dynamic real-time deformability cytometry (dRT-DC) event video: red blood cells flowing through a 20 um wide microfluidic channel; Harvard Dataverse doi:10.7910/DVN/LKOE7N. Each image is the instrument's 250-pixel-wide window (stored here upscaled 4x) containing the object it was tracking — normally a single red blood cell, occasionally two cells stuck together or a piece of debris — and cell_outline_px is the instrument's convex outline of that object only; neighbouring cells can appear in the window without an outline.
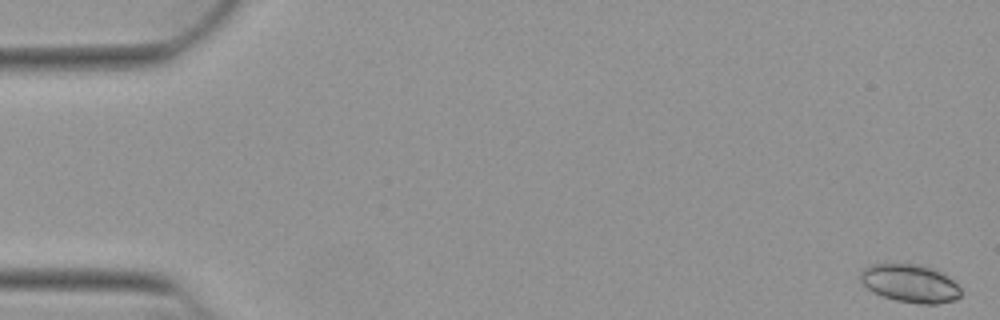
{"species": "Egyptian fruit bat (a non-hibernating species)", "species_latin": "Rousettus aegyptiacus", "temperature_condition": "warm", "stored_images_in_passage": 54, "camera_frame_rate_fps": 3000, "um_per_image_px": 0.085, "animal": {"sex": "female"}, "frame": {"image": 1, "passage_image": 1, "time_ms": 0.0, "image_size_px": [1000, 320], "cell_outline_px": [[960, 296], [956, 300], [936, 304], [920, 304], [896, 300], [872, 292], [860, 280], [860, 272], [864, 268], [872, 264], [920, 264], [936, 268], [952, 280], [960, 288]], "centroid_in_image_um": [77.37, 24.08], "position_along_channel_um": 7.6, "area_um2": 22.31}}
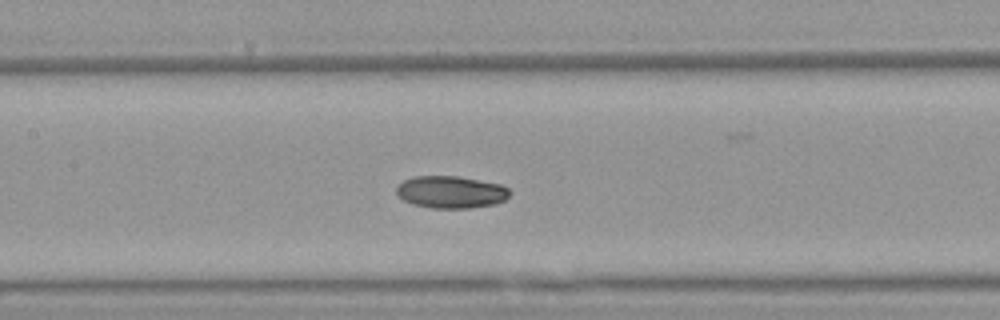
{"frame": {"image": 2, "passage_image": 25, "time_ms": 8.0, "image_size_px": [1000, 320], "cell_outline_px": [[512, 192], [504, 200], [496, 204], [472, 208], [432, 208], [412, 204], [396, 196], [396, 188], [404, 180], [412, 176], [460, 176], [500, 184], [508, 188]], "centroid_in_image_um": [38.33, 16.32], "position_along_channel_um": 169.1, "area_um2": 21.5}}
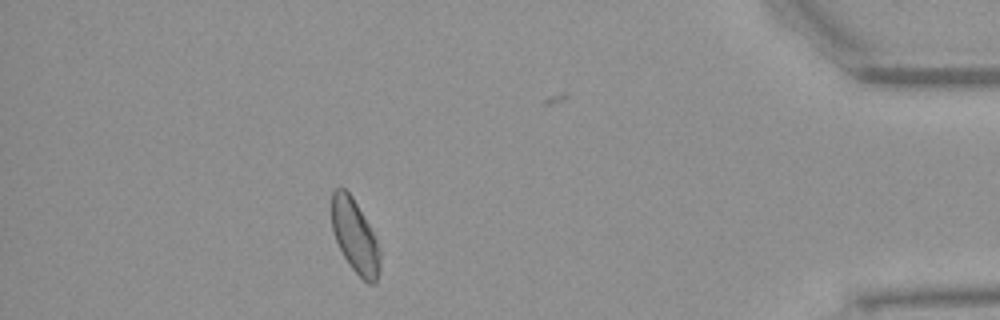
{"frame": {"image": 3, "passage_image": 47, "time_ms": 15.333, "image_size_px": [1000, 320], "cell_outline_px": [[380, 272], [376, 284], [368, 284], [352, 268], [344, 256], [336, 240], [332, 228], [332, 192], [336, 188], [344, 188], [352, 196], [368, 224], [376, 240], [380, 252]], "centroid_in_image_um": [30.18, 20.11], "position_along_channel_um": 405.0, "area_um2": 20.35}, "authors_computed_cell_mechanics": {"area_um2": 21.2993, "velocity_mm_per_s": 3.899, "shape_relaxation_time_tau1_ms": 4.8602, "shape_relaxation_time_tau2_ms": null, "deformation_change_tau1": 0.1513, "deformation_change_tau2": null}}